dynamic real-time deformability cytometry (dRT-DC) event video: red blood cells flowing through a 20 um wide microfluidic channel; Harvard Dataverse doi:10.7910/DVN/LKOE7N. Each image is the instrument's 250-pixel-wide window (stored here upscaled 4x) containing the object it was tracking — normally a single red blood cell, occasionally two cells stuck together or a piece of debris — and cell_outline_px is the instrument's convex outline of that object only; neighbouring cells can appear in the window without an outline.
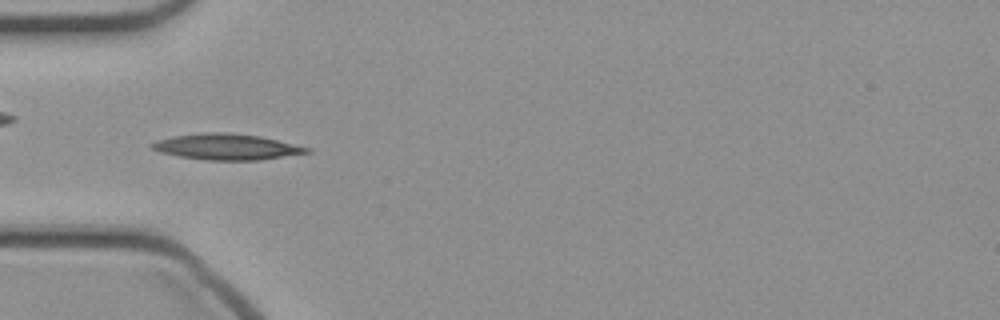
{"species": "common noctule bat (a hibernating species)", "species_latin": "Nyctalus noctula", "temperature_condition": "cold", "stored_images_in_passage": 40, "camera_frame_rate_fps": 3000, "um_per_image_px": 0.085, "animal": {"sex": "female", "body_mass_g": 21.9}, "frame": {"image": 1, "passage_image": 8, "time_ms": 2.333, "image_size_px": [1000, 320], "cell_outline_px": [[312, 152], [260, 160], [208, 160], [180, 156], [160, 152], [152, 148], [148, 144], [156, 140], [172, 136], [200, 132], [228, 132], [260, 136], [296, 144], [312, 148]], "centroid_in_image_um": [19.27, 12.47], "position_along_channel_um": 65.7, "area_um2": 23.58}}
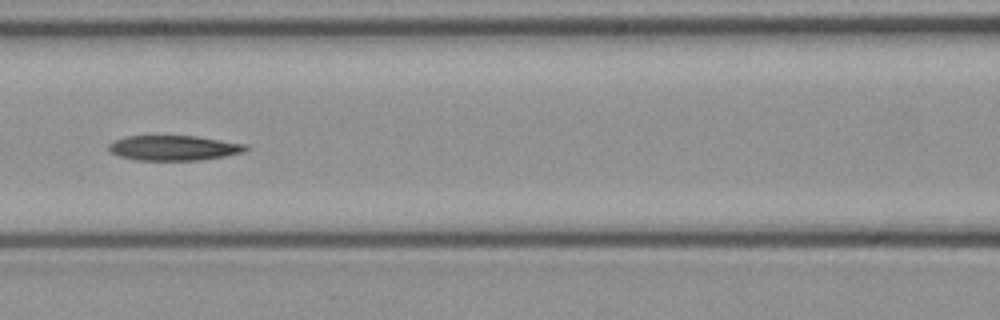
{"frame": {"image": 2, "passage_image": 14, "time_ms": 4.333, "image_size_px": [1000, 320], "cell_outline_px": [[248, 148], [244, 152], [224, 156], [200, 160], [136, 160], [120, 156], [108, 152], [108, 144], [124, 136], [196, 136], [248, 144]], "centroid_in_image_um": [14.77, 12.57], "position_along_channel_um": 151.8, "area_um2": 20.06}}
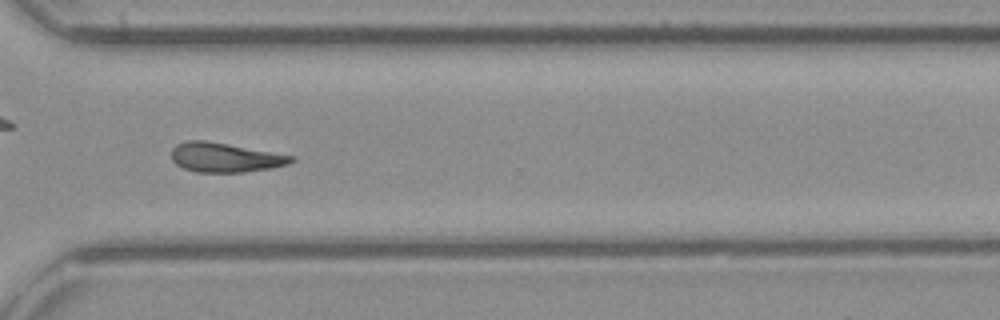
{"frame": {"image": 3, "passage_image": 28, "time_ms": 9.0, "image_size_px": [1000, 320], "cell_outline_px": [[296, 160], [288, 164], [272, 168], [244, 172], [196, 172], [184, 168], [176, 164], [172, 160], [172, 148], [176, 144], [188, 140], [208, 140], [296, 156]], "centroid_in_image_um": [19.15, 13.37], "position_along_channel_um": 351.4, "area_um2": 20.75}}